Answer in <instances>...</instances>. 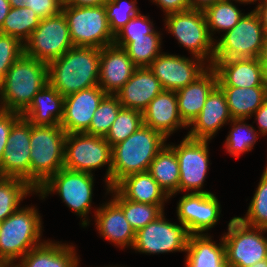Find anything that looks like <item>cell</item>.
<instances>
[{
    "label": "cell",
    "mask_w": 267,
    "mask_h": 267,
    "mask_svg": "<svg viewBox=\"0 0 267 267\" xmlns=\"http://www.w3.org/2000/svg\"><path fill=\"white\" fill-rule=\"evenodd\" d=\"M233 1L237 0H220L204 10L210 36L214 31H229L244 16Z\"/></svg>",
    "instance_id": "cell-36"
},
{
    "label": "cell",
    "mask_w": 267,
    "mask_h": 267,
    "mask_svg": "<svg viewBox=\"0 0 267 267\" xmlns=\"http://www.w3.org/2000/svg\"><path fill=\"white\" fill-rule=\"evenodd\" d=\"M220 240L216 244L208 233L190 234L185 267H230L226 260L223 237Z\"/></svg>",
    "instance_id": "cell-28"
},
{
    "label": "cell",
    "mask_w": 267,
    "mask_h": 267,
    "mask_svg": "<svg viewBox=\"0 0 267 267\" xmlns=\"http://www.w3.org/2000/svg\"><path fill=\"white\" fill-rule=\"evenodd\" d=\"M232 119L225 95L217 86L209 94L201 112L188 126L191 129L186 136L210 141L218 130Z\"/></svg>",
    "instance_id": "cell-21"
},
{
    "label": "cell",
    "mask_w": 267,
    "mask_h": 267,
    "mask_svg": "<svg viewBox=\"0 0 267 267\" xmlns=\"http://www.w3.org/2000/svg\"><path fill=\"white\" fill-rule=\"evenodd\" d=\"M66 17L63 12L43 18L24 43V54L49 64L73 47Z\"/></svg>",
    "instance_id": "cell-12"
},
{
    "label": "cell",
    "mask_w": 267,
    "mask_h": 267,
    "mask_svg": "<svg viewBox=\"0 0 267 267\" xmlns=\"http://www.w3.org/2000/svg\"><path fill=\"white\" fill-rule=\"evenodd\" d=\"M152 2L159 5L166 15L190 9L189 0H152Z\"/></svg>",
    "instance_id": "cell-46"
},
{
    "label": "cell",
    "mask_w": 267,
    "mask_h": 267,
    "mask_svg": "<svg viewBox=\"0 0 267 267\" xmlns=\"http://www.w3.org/2000/svg\"><path fill=\"white\" fill-rule=\"evenodd\" d=\"M66 132L60 125L31 124L30 185L37 190L64 168Z\"/></svg>",
    "instance_id": "cell-4"
},
{
    "label": "cell",
    "mask_w": 267,
    "mask_h": 267,
    "mask_svg": "<svg viewBox=\"0 0 267 267\" xmlns=\"http://www.w3.org/2000/svg\"><path fill=\"white\" fill-rule=\"evenodd\" d=\"M166 29L192 56L213 64L215 53L214 38L210 36L204 11L188 9L165 15ZM215 41V42H214Z\"/></svg>",
    "instance_id": "cell-6"
},
{
    "label": "cell",
    "mask_w": 267,
    "mask_h": 267,
    "mask_svg": "<svg viewBox=\"0 0 267 267\" xmlns=\"http://www.w3.org/2000/svg\"><path fill=\"white\" fill-rule=\"evenodd\" d=\"M114 188L137 203L165 204L170 199L148 171L127 175Z\"/></svg>",
    "instance_id": "cell-29"
},
{
    "label": "cell",
    "mask_w": 267,
    "mask_h": 267,
    "mask_svg": "<svg viewBox=\"0 0 267 267\" xmlns=\"http://www.w3.org/2000/svg\"><path fill=\"white\" fill-rule=\"evenodd\" d=\"M109 0H64L69 6L90 7L105 5Z\"/></svg>",
    "instance_id": "cell-49"
},
{
    "label": "cell",
    "mask_w": 267,
    "mask_h": 267,
    "mask_svg": "<svg viewBox=\"0 0 267 267\" xmlns=\"http://www.w3.org/2000/svg\"><path fill=\"white\" fill-rule=\"evenodd\" d=\"M217 73L218 86L249 88L267 86L263 67L258 58L213 60L211 66Z\"/></svg>",
    "instance_id": "cell-20"
},
{
    "label": "cell",
    "mask_w": 267,
    "mask_h": 267,
    "mask_svg": "<svg viewBox=\"0 0 267 267\" xmlns=\"http://www.w3.org/2000/svg\"><path fill=\"white\" fill-rule=\"evenodd\" d=\"M70 37L74 46L103 48L114 44L105 6L78 7L63 5Z\"/></svg>",
    "instance_id": "cell-9"
},
{
    "label": "cell",
    "mask_w": 267,
    "mask_h": 267,
    "mask_svg": "<svg viewBox=\"0 0 267 267\" xmlns=\"http://www.w3.org/2000/svg\"><path fill=\"white\" fill-rule=\"evenodd\" d=\"M23 54L24 44L18 38L0 33V81Z\"/></svg>",
    "instance_id": "cell-42"
},
{
    "label": "cell",
    "mask_w": 267,
    "mask_h": 267,
    "mask_svg": "<svg viewBox=\"0 0 267 267\" xmlns=\"http://www.w3.org/2000/svg\"><path fill=\"white\" fill-rule=\"evenodd\" d=\"M13 8H30L40 18H48L62 12L64 0H8Z\"/></svg>",
    "instance_id": "cell-43"
},
{
    "label": "cell",
    "mask_w": 267,
    "mask_h": 267,
    "mask_svg": "<svg viewBox=\"0 0 267 267\" xmlns=\"http://www.w3.org/2000/svg\"><path fill=\"white\" fill-rule=\"evenodd\" d=\"M11 9V5L8 0H0V27L2 26L8 12Z\"/></svg>",
    "instance_id": "cell-52"
},
{
    "label": "cell",
    "mask_w": 267,
    "mask_h": 267,
    "mask_svg": "<svg viewBox=\"0 0 267 267\" xmlns=\"http://www.w3.org/2000/svg\"><path fill=\"white\" fill-rule=\"evenodd\" d=\"M94 176L93 174L79 171L60 169L52 175L42 186L36 190L41 199L53 192L59 194L63 202L76 215L82 218V226L87 227L88 214L91 211Z\"/></svg>",
    "instance_id": "cell-8"
},
{
    "label": "cell",
    "mask_w": 267,
    "mask_h": 267,
    "mask_svg": "<svg viewBox=\"0 0 267 267\" xmlns=\"http://www.w3.org/2000/svg\"><path fill=\"white\" fill-rule=\"evenodd\" d=\"M40 20L30 8L25 6L21 8L11 7L0 27V33L18 38L24 44L39 26Z\"/></svg>",
    "instance_id": "cell-35"
},
{
    "label": "cell",
    "mask_w": 267,
    "mask_h": 267,
    "mask_svg": "<svg viewBox=\"0 0 267 267\" xmlns=\"http://www.w3.org/2000/svg\"><path fill=\"white\" fill-rule=\"evenodd\" d=\"M148 172L169 198L179 192V164L175 151L169 145L156 155Z\"/></svg>",
    "instance_id": "cell-31"
},
{
    "label": "cell",
    "mask_w": 267,
    "mask_h": 267,
    "mask_svg": "<svg viewBox=\"0 0 267 267\" xmlns=\"http://www.w3.org/2000/svg\"><path fill=\"white\" fill-rule=\"evenodd\" d=\"M227 228L223 242L230 267H248L267 259V237L263 235L267 229L248 226L237 217Z\"/></svg>",
    "instance_id": "cell-10"
},
{
    "label": "cell",
    "mask_w": 267,
    "mask_h": 267,
    "mask_svg": "<svg viewBox=\"0 0 267 267\" xmlns=\"http://www.w3.org/2000/svg\"><path fill=\"white\" fill-rule=\"evenodd\" d=\"M253 115L256 116L260 134L267 135V97Z\"/></svg>",
    "instance_id": "cell-47"
},
{
    "label": "cell",
    "mask_w": 267,
    "mask_h": 267,
    "mask_svg": "<svg viewBox=\"0 0 267 267\" xmlns=\"http://www.w3.org/2000/svg\"><path fill=\"white\" fill-rule=\"evenodd\" d=\"M155 31L153 22L148 16H134L115 36L114 38H140Z\"/></svg>",
    "instance_id": "cell-44"
},
{
    "label": "cell",
    "mask_w": 267,
    "mask_h": 267,
    "mask_svg": "<svg viewBox=\"0 0 267 267\" xmlns=\"http://www.w3.org/2000/svg\"><path fill=\"white\" fill-rule=\"evenodd\" d=\"M245 119H232L230 123L233 127L226 137L225 149L235 158L245 152L251 151L257 141L258 134L253 126L246 124Z\"/></svg>",
    "instance_id": "cell-37"
},
{
    "label": "cell",
    "mask_w": 267,
    "mask_h": 267,
    "mask_svg": "<svg viewBox=\"0 0 267 267\" xmlns=\"http://www.w3.org/2000/svg\"><path fill=\"white\" fill-rule=\"evenodd\" d=\"M96 229L101 237L120 248L133 247L135 231L125 218L123 210L111 199L97 208Z\"/></svg>",
    "instance_id": "cell-24"
},
{
    "label": "cell",
    "mask_w": 267,
    "mask_h": 267,
    "mask_svg": "<svg viewBox=\"0 0 267 267\" xmlns=\"http://www.w3.org/2000/svg\"><path fill=\"white\" fill-rule=\"evenodd\" d=\"M163 87L148 67L136 68L132 77L115 94L123 108L143 112Z\"/></svg>",
    "instance_id": "cell-23"
},
{
    "label": "cell",
    "mask_w": 267,
    "mask_h": 267,
    "mask_svg": "<svg viewBox=\"0 0 267 267\" xmlns=\"http://www.w3.org/2000/svg\"><path fill=\"white\" fill-rule=\"evenodd\" d=\"M106 192L112 193V200L123 210L125 218L135 232L164 212V204L137 203L127 200L114 187L109 188Z\"/></svg>",
    "instance_id": "cell-33"
},
{
    "label": "cell",
    "mask_w": 267,
    "mask_h": 267,
    "mask_svg": "<svg viewBox=\"0 0 267 267\" xmlns=\"http://www.w3.org/2000/svg\"><path fill=\"white\" fill-rule=\"evenodd\" d=\"M108 164L105 175L106 190L111 188V146L104 137L86 133L66 134L64 168L93 174L92 171Z\"/></svg>",
    "instance_id": "cell-7"
},
{
    "label": "cell",
    "mask_w": 267,
    "mask_h": 267,
    "mask_svg": "<svg viewBox=\"0 0 267 267\" xmlns=\"http://www.w3.org/2000/svg\"><path fill=\"white\" fill-rule=\"evenodd\" d=\"M163 212L154 221L135 233L133 249L140 253L162 254L170 252H185L190 232L180 222V225L166 221Z\"/></svg>",
    "instance_id": "cell-13"
},
{
    "label": "cell",
    "mask_w": 267,
    "mask_h": 267,
    "mask_svg": "<svg viewBox=\"0 0 267 267\" xmlns=\"http://www.w3.org/2000/svg\"><path fill=\"white\" fill-rule=\"evenodd\" d=\"M36 190L25 180L0 176V223L19 209L21 201Z\"/></svg>",
    "instance_id": "cell-34"
},
{
    "label": "cell",
    "mask_w": 267,
    "mask_h": 267,
    "mask_svg": "<svg viewBox=\"0 0 267 267\" xmlns=\"http://www.w3.org/2000/svg\"><path fill=\"white\" fill-rule=\"evenodd\" d=\"M64 98L48 83L35 94L33 102L21 116L35 126L60 125Z\"/></svg>",
    "instance_id": "cell-27"
},
{
    "label": "cell",
    "mask_w": 267,
    "mask_h": 267,
    "mask_svg": "<svg viewBox=\"0 0 267 267\" xmlns=\"http://www.w3.org/2000/svg\"><path fill=\"white\" fill-rule=\"evenodd\" d=\"M101 49L73 46L48 64L49 84L62 96L99 85Z\"/></svg>",
    "instance_id": "cell-1"
},
{
    "label": "cell",
    "mask_w": 267,
    "mask_h": 267,
    "mask_svg": "<svg viewBox=\"0 0 267 267\" xmlns=\"http://www.w3.org/2000/svg\"><path fill=\"white\" fill-rule=\"evenodd\" d=\"M258 59L263 67V76L265 82L267 83V35L265 36L263 47L261 49Z\"/></svg>",
    "instance_id": "cell-50"
},
{
    "label": "cell",
    "mask_w": 267,
    "mask_h": 267,
    "mask_svg": "<svg viewBox=\"0 0 267 267\" xmlns=\"http://www.w3.org/2000/svg\"><path fill=\"white\" fill-rule=\"evenodd\" d=\"M251 227L267 229V166L249 203L245 217H237Z\"/></svg>",
    "instance_id": "cell-40"
},
{
    "label": "cell",
    "mask_w": 267,
    "mask_h": 267,
    "mask_svg": "<svg viewBox=\"0 0 267 267\" xmlns=\"http://www.w3.org/2000/svg\"><path fill=\"white\" fill-rule=\"evenodd\" d=\"M217 86V73L210 66L196 81L175 91L178 100L179 115L187 126L198 116L209 94Z\"/></svg>",
    "instance_id": "cell-25"
},
{
    "label": "cell",
    "mask_w": 267,
    "mask_h": 267,
    "mask_svg": "<svg viewBox=\"0 0 267 267\" xmlns=\"http://www.w3.org/2000/svg\"><path fill=\"white\" fill-rule=\"evenodd\" d=\"M73 245L43 241L18 261L20 267H78L79 258Z\"/></svg>",
    "instance_id": "cell-26"
},
{
    "label": "cell",
    "mask_w": 267,
    "mask_h": 267,
    "mask_svg": "<svg viewBox=\"0 0 267 267\" xmlns=\"http://www.w3.org/2000/svg\"><path fill=\"white\" fill-rule=\"evenodd\" d=\"M161 34L154 31L140 38H114L116 46L124 48L137 68L149 67L161 54Z\"/></svg>",
    "instance_id": "cell-32"
},
{
    "label": "cell",
    "mask_w": 267,
    "mask_h": 267,
    "mask_svg": "<svg viewBox=\"0 0 267 267\" xmlns=\"http://www.w3.org/2000/svg\"><path fill=\"white\" fill-rule=\"evenodd\" d=\"M208 142L185 136L178 145L168 144L175 151L179 164V193H212L201 190L209 168Z\"/></svg>",
    "instance_id": "cell-14"
},
{
    "label": "cell",
    "mask_w": 267,
    "mask_h": 267,
    "mask_svg": "<svg viewBox=\"0 0 267 267\" xmlns=\"http://www.w3.org/2000/svg\"><path fill=\"white\" fill-rule=\"evenodd\" d=\"M48 83V64L23 54L0 81V109L22 115Z\"/></svg>",
    "instance_id": "cell-2"
},
{
    "label": "cell",
    "mask_w": 267,
    "mask_h": 267,
    "mask_svg": "<svg viewBox=\"0 0 267 267\" xmlns=\"http://www.w3.org/2000/svg\"><path fill=\"white\" fill-rule=\"evenodd\" d=\"M143 125V112L135 109L122 108L109 132L104 137L110 146L126 140Z\"/></svg>",
    "instance_id": "cell-38"
},
{
    "label": "cell",
    "mask_w": 267,
    "mask_h": 267,
    "mask_svg": "<svg viewBox=\"0 0 267 267\" xmlns=\"http://www.w3.org/2000/svg\"><path fill=\"white\" fill-rule=\"evenodd\" d=\"M165 141L167 138L162 133L142 125L126 140L112 146L111 187L127 175L148 171Z\"/></svg>",
    "instance_id": "cell-3"
},
{
    "label": "cell",
    "mask_w": 267,
    "mask_h": 267,
    "mask_svg": "<svg viewBox=\"0 0 267 267\" xmlns=\"http://www.w3.org/2000/svg\"><path fill=\"white\" fill-rule=\"evenodd\" d=\"M254 11L260 19L265 35H267V0H261Z\"/></svg>",
    "instance_id": "cell-48"
},
{
    "label": "cell",
    "mask_w": 267,
    "mask_h": 267,
    "mask_svg": "<svg viewBox=\"0 0 267 267\" xmlns=\"http://www.w3.org/2000/svg\"><path fill=\"white\" fill-rule=\"evenodd\" d=\"M193 59L162 52L149 65L164 90L177 91L196 81L209 68L201 58Z\"/></svg>",
    "instance_id": "cell-15"
},
{
    "label": "cell",
    "mask_w": 267,
    "mask_h": 267,
    "mask_svg": "<svg viewBox=\"0 0 267 267\" xmlns=\"http://www.w3.org/2000/svg\"><path fill=\"white\" fill-rule=\"evenodd\" d=\"M248 267H267V259L256 262L255 264Z\"/></svg>",
    "instance_id": "cell-53"
},
{
    "label": "cell",
    "mask_w": 267,
    "mask_h": 267,
    "mask_svg": "<svg viewBox=\"0 0 267 267\" xmlns=\"http://www.w3.org/2000/svg\"><path fill=\"white\" fill-rule=\"evenodd\" d=\"M220 0H189L190 9L204 11L207 7L215 4Z\"/></svg>",
    "instance_id": "cell-51"
},
{
    "label": "cell",
    "mask_w": 267,
    "mask_h": 267,
    "mask_svg": "<svg viewBox=\"0 0 267 267\" xmlns=\"http://www.w3.org/2000/svg\"><path fill=\"white\" fill-rule=\"evenodd\" d=\"M179 222L184 224L190 234H203L217 224L221 206L213 193H188L177 204Z\"/></svg>",
    "instance_id": "cell-16"
},
{
    "label": "cell",
    "mask_w": 267,
    "mask_h": 267,
    "mask_svg": "<svg viewBox=\"0 0 267 267\" xmlns=\"http://www.w3.org/2000/svg\"><path fill=\"white\" fill-rule=\"evenodd\" d=\"M122 108L116 95L107 94L94 113L86 134L105 137Z\"/></svg>",
    "instance_id": "cell-39"
},
{
    "label": "cell",
    "mask_w": 267,
    "mask_h": 267,
    "mask_svg": "<svg viewBox=\"0 0 267 267\" xmlns=\"http://www.w3.org/2000/svg\"><path fill=\"white\" fill-rule=\"evenodd\" d=\"M223 34L215 42L213 60L258 58L266 36L254 10L245 14L231 30Z\"/></svg>",
    "instance_id": "cell-11"
},
{
    "label": "cell",
    "mask_w": 267,
    "mask_h": 267,
    "mask_svg": "<svg viewBox=\"0 0 267 267\" xmlns=\"http://www.w3.org/2000/svg\"><path fill=\"white\" fill-rule=\"evenodd\" d=\"M127 51L115 44L101 48L99 66V87L115 95L132 77L135 69Z\"/></svg>",
    "instance_id": "cell-19"
},
{
    "label": "cell",
    "mask_w": 267,
    "mask_h": 267,
    "mask_svg": "<svg viewBox=\"0 0 267 267\" xmlns=\"http://www.w3.org/2000/svg\"><path fill=\"white\" fill-rule=\"evenodd\" d=\"M224 93L233 119L251 118L267 97V86L235 87L218 86Z\"/></svg>",
    "instance_id": "cell-30"
},
{
    "label": "cell",
    "mask_w": 267,
    "mask_h": 267,
    "mask_svg": "<svg viewBox=\"0 0 267 267\" xmlns=\"http://www.w3.org/2000/svg\"><path fill=\"white\" fill-rule=\"evenodd\" d=\"M107 94L98 86L65 96L60 126L69 133H86L102 99Z\"/></svg>",
    "instance_id": "cell-18"
},
{
    "label": "cell",
    "mask_w": 267,
    "mask_h": 267,
    "mask_svg": "<svg viewBox=\"0 0 267 267\" xmlns=\"http://www.w3.org/2000/svg\"><path fill=\"white\" fill-rule=\"evenodd\" d=\"M143 125L159 131L166 138L179 128H188L179 115L175 91L163 90L151 100L143 111Z\"/></svg>",
    "instance_id": "cell-22"
},
{
    "label": "cell",
    "mask_w": 267,
    "mask_h": 267,
    "mask_svg": "<svg viewBox=\"0 0 267 267\" xmlns=\"http://www.w3.org/2000/svg\"><path fill=\"white\" fill-rule=\"evenodd\" d=\"M21 114L12 111H4L0 109V162L8 143L12 126L21 118Z\"/></svg>",
    "instance_id": "cell-45"
},
{
    "label": "cell",
    "mask_w": 267,
    "mask_h": 267,
    "mask_svg": "<svg viewBox=\"0 0 267 267\" xmlns=\"http://www.w3.org/2000/svg\"><path fill=\"white\" fill-rule=\"evenodd\" d=\"M136 0H109L104 6L107 21L113 35L115 36L134 16L140 11Z\"/></svg>",
    "instance_id": "cell-41"
},
{
    "label": "cell",
    "mask_w": 267,
    "mask_h": 267,
    "mask_svg": "<svg viewBox=\"0 0 267 267\" xmlns=\"http://www.w3.org/2000/svg\"><path fill=\"white\" fill-rule=\"evenodd\" d=\"M2 267H20L17 263H1Z\"/></svg>",
    "instance_id": "cell-54"
},
{
    "label": "cell",
    "mask_w": 267,
    "mask_h": 267,
    "mask_svg": "<svg viewBox=\"0 0 267 267\" xmlns=\"http://www.w3.org/2000/svg\"><path fill=\"white\" fill-rule=\"evenodd\" d=\"M31 123L21 117L13 126L0 162V176L14 177L30 184Z\"/></svg>",
    "instance_id": "cell-17"
},
{
    "label": "cell",
    "mask_w": 267,
    "mask_h": 267,
    "mask_svg": "<svg viewBox=\"0 0 267 267\" xmlns=\"http://www.w3.org/2000/svg\"><path fill=\"white\" fill-rule=\"evenodd\" d=\"M257 1H261V0H237L236 2H239V3H246V4H250V3H253V2H257Z\"/></svg>",
    "instance_id": "cell-55"
},
{
    "label": "cell",
    "mask_w": 267,
    "mask_h": 267,
    "mask_svg": "<svg viewBox=\"0 0 267 267\" xmlns=\"http://www.w3.org/2000/svg\"><path fill=\"white\" fill-rule=\"evenodd\" d=\"M41 220L36 207L28 206L19 208L0 223V264L15 263L43 243Z\"/></svg>",
    "instance_id": "cell-5"
}]
</instances>
